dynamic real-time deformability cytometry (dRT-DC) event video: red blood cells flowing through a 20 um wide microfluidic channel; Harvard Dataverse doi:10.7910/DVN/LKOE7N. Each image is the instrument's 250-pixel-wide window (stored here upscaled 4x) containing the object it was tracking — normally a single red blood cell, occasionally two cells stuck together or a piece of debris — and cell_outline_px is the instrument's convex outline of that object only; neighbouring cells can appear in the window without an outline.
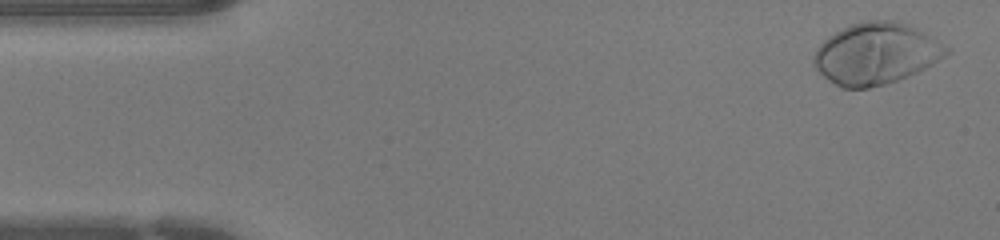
{"species": "human", "species_latin": "Homo sapiens", "temperature_condition": "warm", "stored_images_in_passage": 44, "camera_frame_rate_fps": 3000, "um_per_image_px": 0.085, "donor": {"sex": "female"}, "frame": {"image": 1, "passage_image": 2, "time_ms": 0.333, "image_size_px": [1000, 240], "cell_outline_px": [[952, 52], [932, 64], [908, 76], [884, 84], [868, 88], [840, 88], [828, 80], [812, 64], [812, 56], [816, 48], [828, 36], [852, 24], [864, 20], [900, 20], [924, 32], [952, 48]], "centroid_in_image_um": [74.47, 4.55], "position_along_channel_um": 10.5, "area_um2": 47.69}}
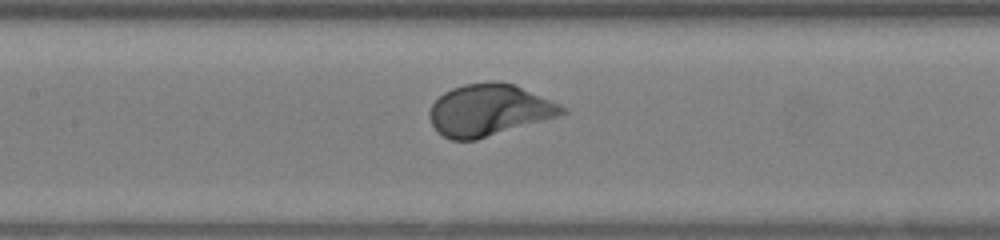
{"frame": {"image": 2, "passage_image": 20, "time_ms": 6.333, "image_size_px": [1000, 240], "cell_outline_px": [[568, 112], [560, 116], [476, 140], [452, 140], [436, 132], [428, 116], [428, 112], [432, 104], [444, 92], [452, 88], [464, 84], [492, 80], [516, 84], [560, 104], [568, 108]], "centroid_in_image_um": [41.59, 9.35], "position_along_channel_um": 165.8, "area_um2": 40.34}}
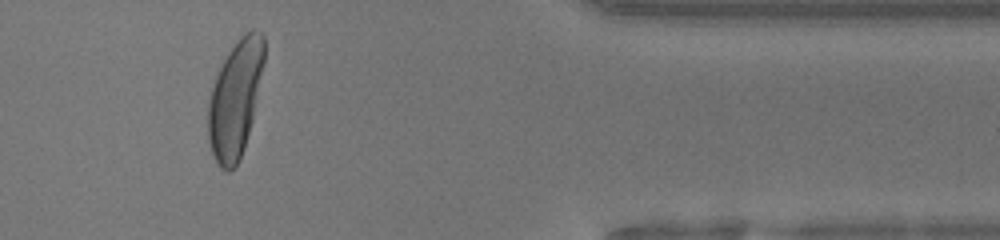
{"frame": {"image": 3, "passage_image": 37, "time_ms": 12.0, "image_size_px": [1000, 240], "cell_outline_px": [[264, 64], [252, 120], [244, 148], [240, 160], [228, 172], [220, 168], [212, 152], [208, 140], [208, 104], [212, 88], [216, 76], [228, 52], [240, 36], [244, 32], [252, 28], [260, 32], [264, 36]], "centroid_in_image_um": [20.0, 8.38], "position_along_channel_um": 391.4, "area_um2": 37.92}}